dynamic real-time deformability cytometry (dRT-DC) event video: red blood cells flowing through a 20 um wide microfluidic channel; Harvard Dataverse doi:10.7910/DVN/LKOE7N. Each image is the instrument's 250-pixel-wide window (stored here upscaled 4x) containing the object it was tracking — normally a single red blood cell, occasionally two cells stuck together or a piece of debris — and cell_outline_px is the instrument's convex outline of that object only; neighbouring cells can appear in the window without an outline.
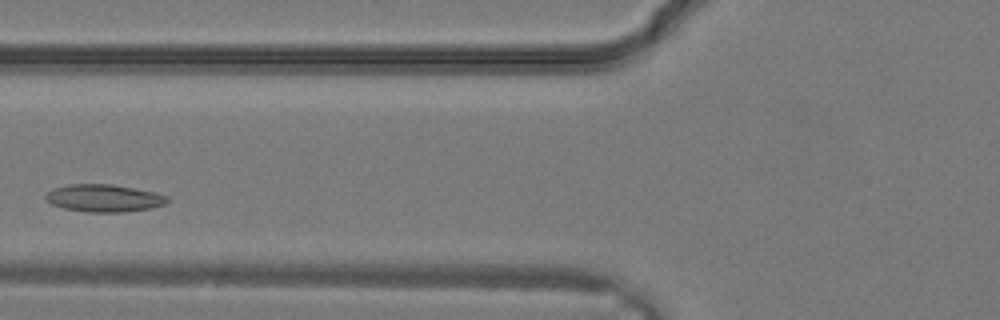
{"species": "common noctule bat (a hibernating species)", "species_latin": "Nyctalus noctula", "temperature_condition": "warm", "stored_images_in_passage": 25, "camera_frame_rate_fps": 3000, "um_per_image_px": 0.085, "animal": {"sex": "male", "body_mass_g": 19.2, "forearm_length_mm": 51.8}, "frame": {"image": 1, "passage_image": 6, "time_ms": 1.667, "image_size_px": [1000, 320], "cell_outline_px": [[168, 200], [164, 204], [152, 208], [124, 212], [88, 212], [64, 208], [52, 204], [44, 200], [44, 196], [52, 188], [72, 184], [112, 184], [156, 192], [168, 196]], "centroid_in_image_um": [8.83, 16.84], "position_along_channel_um": 117.0, "area_um2": 19.54}}
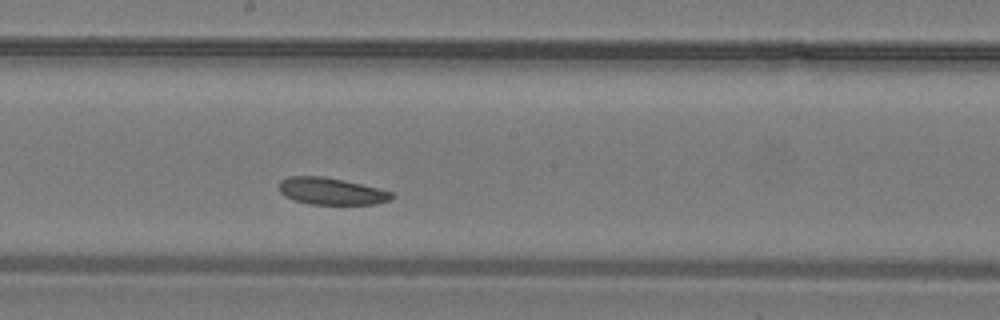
{"frame": {"image": 2, "passage_image": 11, "time_ms": 3.333, "image_size_px": [1000, 320], "cell_outline_px": [[396, 196], [392, 200], [376, 204], [308, 204], [284, 196], [280, 192], [280, 180], [288, 176], [320, 176], [344, 180], [392, 192]], "centroid_in_image_um": [28.17, 16.26], "position_along_channel_um": 220.0, "area_um2": 17.63}}
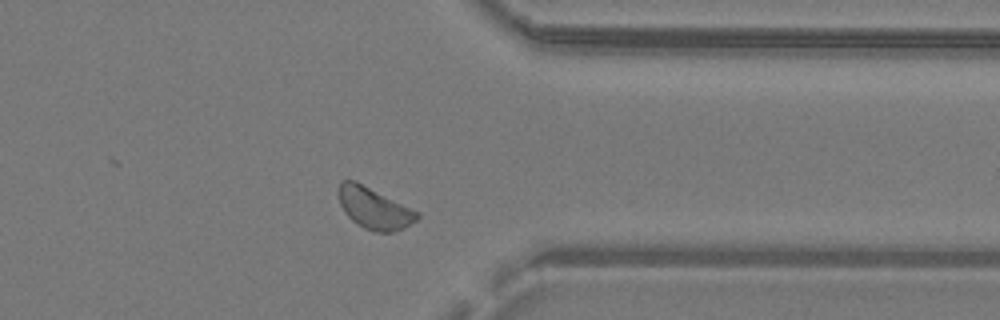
{"frame": {"image": 3, "passage_image": 19, "time_ms": 6.0, "image_size_px": [1000, 320], "cell_outline_px": [[420, 216], [416, 220], [404, 228], [392, 232], [372, 232], [356, 224], [344, 212], [340, 204], [336, 192], [340, 180], [356, 180], [420, 212]], "centroid_in_image_um": [31.77, 17.68], "position_along_channel_um": 379.6, "area_um2": 19.36}}